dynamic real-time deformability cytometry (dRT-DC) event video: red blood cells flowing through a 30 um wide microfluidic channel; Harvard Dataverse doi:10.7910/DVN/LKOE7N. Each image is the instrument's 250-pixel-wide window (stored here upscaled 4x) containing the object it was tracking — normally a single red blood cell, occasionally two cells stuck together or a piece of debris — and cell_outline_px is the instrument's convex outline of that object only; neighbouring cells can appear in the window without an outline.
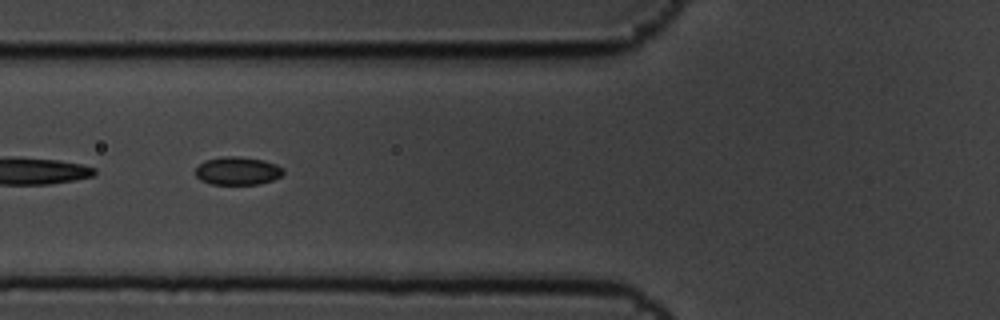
{"species": "common noctule bat (a hibernating species)", "species_latin": "Nyctalus noctula", "temperature_condition": "cold", "stored_images_in_passage": 7, "segment_of_instrument_passage": [2, 2], "camera_frame_rate_fps": 3000, "um_per_image_px": 0.085, "animal": {"sex": "male", "body_mass_g": 19.5, "forearm_length_mm": 54.6}, "frame": {"image": 1, "passage_image": 7, "time_ms": 2.0, "image_size_px": [1000, 320], "cell_outline_px": [[284, 172], [280, 176], [272, 180], [260, 184], [212, 184], [200, 180], [196, 176], [196, 168], [204, 160], [224, 156], [236, 156], [264, 160], [276, 164], [284, 168]], "centroid_in_image_um": [20.2, 14.52], "position_along_channel_um": 105.6, "area_um2": 14.39}}